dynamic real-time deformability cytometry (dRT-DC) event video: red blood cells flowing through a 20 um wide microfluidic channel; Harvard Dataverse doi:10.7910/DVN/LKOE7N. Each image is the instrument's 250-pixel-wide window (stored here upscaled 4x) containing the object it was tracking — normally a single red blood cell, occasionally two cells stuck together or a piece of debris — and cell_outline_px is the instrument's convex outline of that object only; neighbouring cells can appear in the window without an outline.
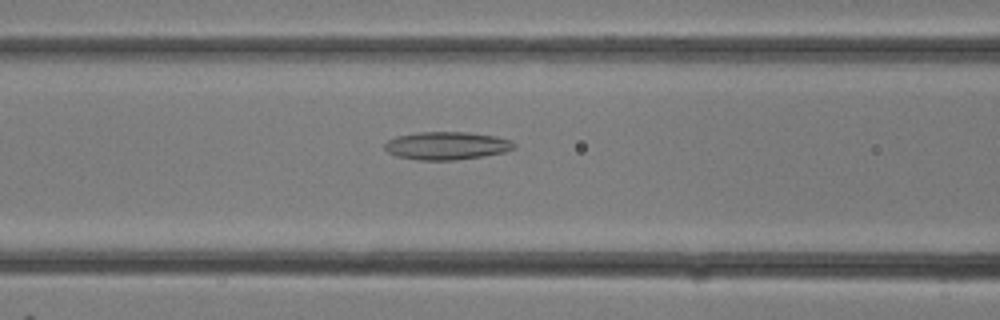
{"species": "common noctule bat (a hibernating species)", "species_latin": "Nyctalus noctula", "temperature_condition": "room temperature", "stored_images_in_passage": 29, "camera_frame_rate_fps": 3000, "um_per_image_px": 0.085, "animal": {"sex": "female"}, "frame": {"image": 1, "passage_image": 12, "time_ms": 3.667, "image_size_px": [1000, 320], "cell_outline_px": [[516, 148], [504, 152], [484, 156], [456, 160], [420, 160], [396, 156], [388, 152], [384, 148], [384, 144], [388, 140], [396, 136], [420, 132], [468, 132], [496, 136], [512, 140], [516, 144]], "centroid_in_image_um": [38.0, 12.38], "position_along_channel_um": 128.6, "area_um2": 21.21}}
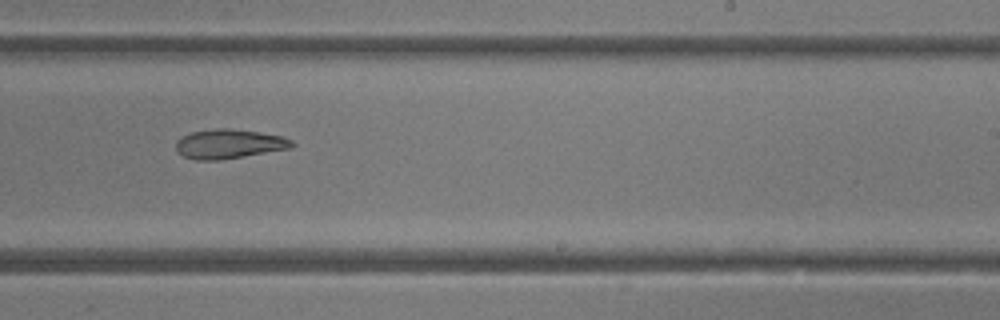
{"frame": {"image": 2, "passage_image": 18, "time_ms": 5.667, "image_size_px": [1000, 320], "cell_outline_px": [[296, 144], [292, 148], [220, 160], [196, 160], [184, 156], [176, 152], [176, 140], [180, 136], [192, 132], [216, 128], [228, 128], [284, 136], [292, 140]], "centroid_in_image_um": [19.46, 12.23], "position_along_channel_um": 269.5, "area_um2": 19.94}}
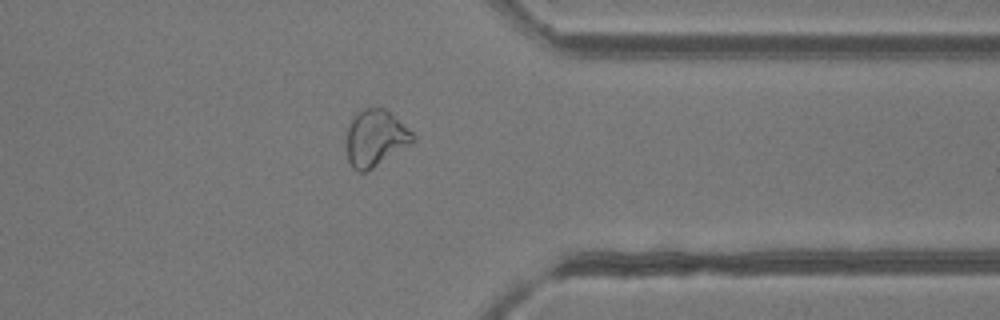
{"frame": {"image": 3, "passage_image": 23, "time_ms": 7.333, "image_size_px": [1000, 320], "cell_outline_px": [[416, 140], [368, 172], [360, 172], [352, 168], [348, 160], [344, 148], [344, 140], [348, 124], [352, 116], [356, 112], [364, 108], [384, 108], [412, 132], [416, 136]], "centroid_in_image_um": [31.83, 11.76], "position_along_channel_um": 379.6, "area_um2": 22.37}}